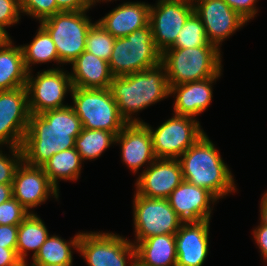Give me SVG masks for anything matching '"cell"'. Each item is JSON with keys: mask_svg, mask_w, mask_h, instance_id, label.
<instances>
[{"mask_svg": "<svg viewBox=\"0 0 267 266\" xmlns=\"http://www.w3.org/2000/svg\"><path fill=\"white\" fill-rule=\"evenodd\" d=\"M175 1H185V2H189V3H192L195 1V0H175Z\"/></svg>", "mask_w": 267, "mask_h": 266, "instance_id": "c3c4849f", "label": "cell"}, {"mask_svg": "<svg viewBox=\"0 0 267 266\" xmlns=\"http://www.w3.org/2000/svg\"><path fill=\"white\" fill-rule=\"evenodd\" d=\"M160 126L149 129L156 158L178 159L205 134L197 118L173 114Z\"/></svg>", "mask_w": 267, "mask_h": 266, "instance_id": "9c48e42d", "label": "cell"}, {"mask_svg": "<svg viewBox=\"0 0 267 266\" xmlns=\"http://www.w3.org/2000/svg\"><path fill=\"white\" fill-rule=\"evenodd\" d=\"M11 37L0 44V91L26 86L27 70L21 46H16Z\"/></svg>", "mask_w": 267, "mask_h": 266, "instance_id": "cb8c5ba5", "label": "cell"}, {"mask_svg": "<svg viewBox=\"0 0 267 266\" xmlns=\"http://www.w3.org/2000/svg\"><path fill=\"white\" fill-rule=\"evenodd\" d=\"M210 220L183 223L176 232V266H202L209 254Z\"/></svg>", "mask_w": 267, "mask_h": 266, "instance_id": "d6986e66", "label": "cell"}, {"mask_svg": "<svg viewBox=\"0 0 267 266\" xmlns=\"http://www.w3.org/2000/svg\"><path fill=\"white\" fill-rule=\"evenodd\" d=\"M82 158L75 148L54 154L42 167L50 182L59 190V180L77 181L81 175Z\"/></svg>", "mask_w": 267, "mask_h": 266, "instance_id": "484cf974", "label": "cell"}, {"mask_svg": "<svg viewBox=\"0 0 267 266\" xmlns=\"http://www.w3.org/2000/svg\"><path fill=\"white\" fill-rule=\"evenodd\" d=\"M235 12L247 22L252 20L257 12L256 2L258 0H224Z\"/></svg>", "mask_w": 267, "mask_h": 266, "instance_id": "d590c367", "label": "cell"}, {"mask_svg": "<svg viewBox=\"0 0 267 266\" xmlns=\"http://www.w3.org/2000/svg\"><path fill=\"white\" fill-rule=\"evenodd\" d=\"M30 212L14 197L0 204V225H19Z\"/></svg>", "mask_w": 267, "mask_h": 266, "instance_id": "836d02e7", "label": "cell"}, {"mask_svg": "<svg viewBox=\"0 0 267 266\" xmlns=\"http://www.w3.org/2000/svg\"><path fill=\"white\" fill-rule=\"evenodd\" d=\"M82 129V122L70 105L31 114L21 147L23 160L42 167L57 152L74 148Z\"/></svg>", "mask_w": 267, "mask_h": 266, "instance_id": "6da1fadb", "label": "cell"}, {"mask_svg": "<svg viewBox=\"0 0 267 266\" xmlns=\"http://www.w3.org/2000/svg\"><path fill=\"white\" fill-rule=\"evenodd\" d=\"M12 197V184H0V204Z\"/></svg>", "mask_w": 267, "mask_h": 266, "instance_id": "60d3db41", "label": "cell"}, {"mask_svg": "<svg viewBox=\"0 0 267 266\" xmlns=\"http://www.w3.org/2000/svg\"><path fill=\"white\" fill-rule=\"evenodd\" d=\"M116 135L99 129L83 128L75 139V149L78 151L82 161L95 160L99 158L111 144L115 145Z\"/></svg>", "mask_w": 267, "mask_h": 266, "instance_id": "f1b7e54d", "label": "cell"}, {"mask_svg": "<svg viewBox=\"0 0 267 266\" xmlns=\"http://www.w3.org/2000/svg\"><path fill=\"white\" fill-rule=\"evenodd\" d=\"M259 205L260 211H267V191L264 192Z\"/></svg>", "mask_w": 267, "mask_h": 266, "instance_id": "b9f144b4", "label": "cell"}, {"mask_svg": "<svg viewBox=\"0 0 267 266\" xmlns=\"http://www.w3.org/2000/svg\"><path fill=\"white\" fill-rule=\"evenodd\" d=\"M62 11L40 22L51 36L61 64H71L86 48L88 31L93 24L87 12Z\"/></svg>", "mask_w": 267, "mask_h": 266, "instance_id": "52a82bcc", "label": "cell"}, {"mask_svg": "<svg viewBox=\"0 0 267 266\" xmlns=\"http://www.w3.org/2000/svg\"><path fill=\"white\" fill-rule=\"evenodd\" d=\"M49 236L43 220L37 213H30L19 225L16 253L21 261L26 262L27 254L32 251V258L39 252Z\"/></svg>", "mask_w": 267, "mask_h": 266, "instance_id": "d4e9b609", "label": "cell"}, {"mask_svg": "<svg viewBox=\"0 0 267 266\" xmlns=\"http://www.w3.org/2000/svg\"><path fill=\"white\" fill-rule=\"evenodd\" d=\"M26 87L0 91V147H22L30 120Z\"/></svg>", "mask_w": 267, "mask_h": 266, "instance_id": "7c38bea8", "label": "cell"}, {"mask_svg": "<svg viewBox=\"0 0 267 266\" xmlns=\"http://www.w3.org/2000/svg\"><path fill=\"white\" fill-rule=\"evenodd\" d=\"M115 144L120 145L121 160L132 173L156 159L151 133L144 123H127L116 135Z\"/></svg>", "mask_w": 267, "mask_h": 266, "instance_id": "ac0fdd59", "label": "cell"}, {"mask_svg": "<svg viewBox=\"0 0 267 266\" xmlns=\"http://www.w3.org/2000/svg\"><path fill=\"white\" fill-rule=\"evenodd\" d=\"M18 225H0V247L16 249Z\"/></svg>", "mask_w": 267, "mask_h": 266, "instance_id": "8d00e7d4", "label": "cell"}, {"mask_svg": "<svg viewBox=\"0 0 267 266\" xmlns=\"http://www.w3.org/2000/svg\"><path fill=\"white\" fill-rule=\"evenodd\" d=\"M183 180L178 159L156 158L140 173L134 192L148 198L167 199Z\"/></svg>", "mask_w": 267, "mask_h": 266, "instance_id": "2e32d148", "label": "cell"}, {"mask_svg": "<svg viewBox=\"0 0 267 266\" xmlns=\"http://www.w3.org/2000/svg\"><path fill=\"white\" fill-rule=\"evenodd\" d=\"M193 6L209 42L219 49L225 39L247 24L224 0H195Z\"/></svg>", "mask_w": 267, "mask_h": 266, "instance_id": "5bb4252c", "label": "cell"}, {"mask_svg": "<svg viewBox=\"0 0 267 266\" xmlns=\"http://www.w3.org/2000/svg\"><path fill=\"white\" fill-rule=\"evenodd\" d=\"M137 266H176L175 234L155 235L135 244Z\"/></svg>", "mask_w": 267, "mask_h": 266, "instance_id": "603a6c76", "label": "cell"}, {"mask_svg": "<svg viewBox=\"0 0 267 266\" xmlns=\"http://www.w3.org/2000/svg\"><path fill=\"white\" fill-rule=\"evenodd\" d=\"M17 266H28L27 261H21ZM30 266H33L32 264Z\"/></svg>", "mask_w": 267, "mask_h": 266, "instance_id": "7dc6e473", "label": "cell"}, {"mask_svg": "<svg viewBox=\"0 0 267 266\" xmlns=\"http://www.w3.org/2000/svg\"><path fill=\"white\" fill-rule=\"evenodd\" d=\"M221 50L217 46L168 48L161 53L169 86L222 75Z\"/></svg>", "mask_w": 267, "mask_h": 266, "instance_id": "277c9868", "label": "cell"}, {"mask_svg": "<svg viewBox=\"0 0 267 266\" xmlns=\"http://www.w3.org/2000/svg\"><path fill=\"white\" fill-rule=\"evenodd\" d=\"M183 179L203 187L218 200L237 191L233 174L206 133L178 158Z\"/></svg>", "mask_w": 267, "mask_h": 266, "instance_id": "3957f363", "label": "cell"}, {"mask_svg": "<svg viewBox=\"0 0 267 266\" xmlns=\"http://www.w3.org/2000/svg\"><path fill=\"white\" fill-rule=\"evenodd\" d=\"M253 237L257 244L264 262H267V224L262 223L253 229Z\"/></svg>", "mask_w": 267, "mask_h": 266, "instance_id": "74e56055", "label": "cell"}, {"mask_svg": "<svg viewBox=\"0 0 267 266\" xmlns=\"http://www.w3.org/2000/svg\"><path fill=\"white\" fill-rule=\"evenodd\" d=\"M70 77L73 87L83 89H105L110 87L114 76L108 61L88 51L82 52L72 63Z\"/></svg>", "mask_w": 267, "mask_h": 266, "instance_id": "7402d4cb", "label": "cell"}, {"mask_svg": "<svg viewBox=\"0 0 267 266\" xmlns=\"http://www.w3.org/2000/svg\"><path fill=\"white\" fill-rule=\"evenodd\" d=\"M60 67L50 68L27 74L26 90L30 114H41L48 110L60 109L69 106L64 104L66 94L73 89L70 73Z\"/></svg>", "mask_w": 267, "mask_h": 266, "instance_id": "8fae6325", "label": "cell"}, {"mask_svg": "<svg viewBox=\"0 0 267 266\" xmlns=\"http://www.w3.org/2000/svg\"><path fill=\"white\" fill-rule=\"evenodd\" d=\"M8 148L11 155L7 153L3 154L0 147V184H12L15 172L23 161V151L21 147Z\"/></svg>", "mask_w": 267, "mask_h": 266, "instance_id": "d6a6232c", "label": "cell"}, {"mask_svg": "<svg viewBox=\"0 0 267 266\" xmlns=\"http://www.w3.org/2000/svg\"><path fill=\"white\" fill-rule=\"evenodd\" d=\"M78 253L88 266H136L135 245L117 233L81 232Z\"/></svg>", "mask_w": 267, "mask_h": 266, "instance_id": "ba28073f", "label": "cell"}, {"mask_svg": "<svg viewBox=\"0 0 267 266\" xmlns=\"http://www.w3.org/2000/svg\"><path fill=\"white\" fill-rule=\"evenodd\" d=\"M23 51L24 65L31 72L32 65L56 62L61 65L56 46L49 33L40 25L32 42L20 45Z\"/></svg>", "mask_w": 267, "mask_h": 266, "instance_id": "83f0119b", "label": "cell"}, {"mask_svg": "<svg viewBox=\"0 0 267 266\" xmlns=\"http://www.w3.org/2000/svg\"><path fill=\"white\" fill-rule=\"evenodd\" d=\"M115 39L96 21L88 31L85 50L101 59L109 61Z\"/></svg>", "mask_w": 267, "mask_h": 266, "instance_id": "4dcf8cb0", "label": "cell"}, {"mask_svg": "<svg viewBox=\"0 0 267 266\" xmlns=\"http://www.w3.org/2000/svg\"><path fill=\"white\" fill-rule=\"evenodd\" d=\"M114 77L124 76L155 67L161 63V52L154 43L151 27L116 38L108 61Z\"/></svg>", "mask_w": 267, "mask_h": 266, "instance_id": "5b68a950", "label": "cell"}, {"mask_svg": "<svg viewBox=\"0 0 267 266\" xmlns=\"http://www.w3.org/2000/svg\"><path fill=\"white\" fill-rule=\"evenodd\" d=\"M150 6L149 25L156 48L162 53L176 41L178 33L194 11L192 3L175 0H157Z\"/></svg>", "mask_w": 267, "mask_h": 266, "instance_id": "4fadbf2b", "label": "cell"}, {"mask_svg": "<svg viewBox=\"0 0 267 266\" xmlns=\"http://www.w3.org/2000/svg\"><path fill=\"white\" fill-rule=\"evenodd\" d=\"M259 220L262 223L267 224V211H260V218H259Z\"/></svg>", "mask_w": 267, "mask_h": 266, "instance_id": "7bdbcfd3", "label": "cell"}, {"mask_svg": "<svg viewBox=\"0 0 267 266\" xmlns=\"http://www.w3.org/2000/svg\"><path fill=\"white\" fill-rule=\"evenodd\" d=\"M12 193L30 213H35L31 209L42 205L49 196L59 198V190L50 182L43 167L29 165L24 160L15 172Z\"/></svg>", "mask_w": 267, "mask_h": 266, "instance_id": "9a60e30c", "label": "cell"}, {"mask_svg": "<svg viewBox=\"0 0 267 266\" xmlns=\"http://www.w3.org/2000/svg\"><path fill=\"white\" fill-rule=\"evenodd\" d=\"M99 1H101V2H107V1L109 2L110 1L111 2L112 0H87V2L89 4V6L91 7V9H92L93 6H95L96 3H101Z\"/></svg>", "mask_w": 267, "mask_h": 266, "instance_id": "ee69618b", "label": "cell"}, {"mask_svg": "<svg viewBox=\"0 0 267 266\" xmlns=\"http://www.w3.org/2000/svg\"><path fill=\"white\" fill-rule=\"evenodd\" d=\"M8 37L0 30V44L3 43Z\"/></svg>", "mask_w": 267, "mask_h": 266, "instance_id": "f6af8a7d", "label": "cell"}, {"mask_svg": "<svg viewBox=\"0 0 267 266\" xmlns=\"http://www.w3.org/2000/svg\"><path fill=\"white\" fill-rule=\"evenodd\" d=\"M33 266H73V264L71 265H48V264H32Z\"/></svg>", "mask_w": 267, "mask_h": 266, "instance_id": "bcb514c9", "label": "cell"}, {"mask_svg": "<svg viewBox=\"0 0 267 266\" xmlns=\"http://www.w3.org/2000/svg\"><path fill=\"white\" fill-rule=\"evenodd\" d=\"M134 245L148 237L176 234L184 223L167 199L148 198L135 193L133 199Z\"/></svg>", "mask_w": 267, "mask_h": 266, "instance_id": "30bf717a", "label": "cell"}, {"mask_svg": "<svg viewBox=\"0 0 267 266\" xmlns=\"http://www.w3.org/2000/svg\"><path fill=\"white\" fill-rule=\"evenodd\" d=\"M19 0H0V30L10 38L5 28H9L21 20Z\"/></svg>", "mask_w": 267, "mask_h": 266, "instance_id": "e575fe53", "label": "cell"}, {"mask_svg": "<svg viewBox=\"0 0 267 266\" xmlns=\"http://www.w3.org/2000/svg\"><path fill=\"white\" fill-rule=\"evenodd\" d=\"M220 77H210L196 82L170 86V96H175L173 113L195 118L211 104L214 81Z\"/></svg>", "mask_w": 267, "mask_h": 266, "instance_id": "ffe728a7", "label": "cell"}, {"mask_svg": "<svg viewBox=\"0 0 267 266\" xmlns=\"http://www.w3.org/2000/svg\"><path fill=\"white\" fill-rule=\"evenodd\" d=\"M150 6L146 2H124L98 22L113 37H126L149 24Z\"/></svg>", "mask_w": 267, "mask_h": 266, "instance_id": "44dd1931", "label": "cell"}, {"mask_svg": "<svg viewBox=\"0 0 267 266\" xmlns=\"http://www.w3.org/2000/svg\"><path fill=\"white\" fill-rule=\"evenodd\" d=\"M167 200L178 217L184 223H188L211 220L214 208L211 205L218 199L207 189L183 180Z\"/></svg>", "mask_w": 267, "mask_h": 266, "instance_id": "e0dca14e", "label": "cell"}, {"mask_svg": "<svg viewBox=\"0 0 267 266\" xmlns=\"http://www.w3.org/2000/svg\"><path fill=\"white\" fill-rule=\"evenodd\" d=\"M21 12L39 20V23L56 13L62 12L56 0H19Z\"/></svg>", "mask_w": 267, "mask_h": 266, "instance_id": "1f68e13d", "label": "cell"}, {"mask_svg": "<svg viewBox=\"0 0 267 266\" xmlns=\"http://www.w3.org/2000/svg\"><path fill=\"white\" fill-rule=\"evenodd\" d=\"M122 118L127 123H143L138 112L170 96L164 66L114 77L109 87ZM136 115V116H133Z\"/></svg>", "mask_w": 267, "mask_h": 266, "instance_id": "7a4b0ae2", "label": "cell"}, {"mask_svg": "<svg viewBox=\"0 0 267 266\" xmlns=\"http://www.w3.org/2000/svg\"><path fill=\"white\" fill-rule=\"evenodd\" d=\"M200 46L215 45L209 42L202 21L193 11L178 33L175 43L170 48H194Z\"/></svg>", "mask_w": 267, "mask_h": 266, "instance_id": "f546056e", "label": "cell"}, {"mask_svg": "<svg viewBox=\"0 0 267 266\" xmlns=\"http://www.w3.org/2000/svg\"><path fill=\"white\" fill-rule=\"evenodd\" d=\"M56 4L61 11H82L91 8L87 0H56Z\"/></svg>", "mask_w": 267, "mask_h": 266, "instance_id": "f35d334b", "label": "cell"}, {"mask_svg": "<svg viewBox=\"0 0 267 266\" xmlns=\"http://www.w3.org/2000/svg\"><path fill=\"white\" fill-rule=\"evenodd\" d=\"M71 98L73 105L70 106L80 118L83 128L105 130L117 135L127 124L109 88L73 87Z\"/></svg>", "mask_w": 267, "mask_h": 266, "instance_id": "8992f818", "label": "cell"}, {"mask_svg": "<svg viewBox=\"0 0 267 266\" xmlns=\"http://www.w3.org/2000/svg\"><path fill=\"white\" fill-rule=\"evenodd\" d=\"M20 262L16 249L0 247V266H17Z\"/></svg>", "mask_w": 267, "mask_h": 266, "instance_id": "ab89813d", "label": "cell"}, {"mask_svg": "<svg viewBox=\"0 0 267 266\" xmlns=\"http://www.w3.org/2000/svg\"><path fill=\"white\" fill-rule=\"evenodd\" d=\"M81 232L72 240L66 241L58 235H49L39 252L32 258L31 264L71 265L73 264V249L78 252ZM73 248V249H72Z\"/></svg>", "mask_w": 267, "mask_h": 266, "instance_id": "4316f807", "label": "cell"}]
</instances>
